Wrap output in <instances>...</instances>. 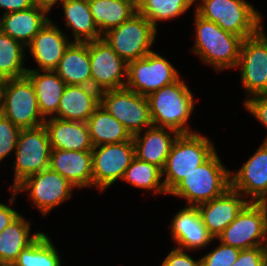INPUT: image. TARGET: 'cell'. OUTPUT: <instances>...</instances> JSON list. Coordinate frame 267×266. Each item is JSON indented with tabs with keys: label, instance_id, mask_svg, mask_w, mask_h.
I'll list each match as a JSON object with an SVG mask.
<instances>
[{
	"label": "cell",
	"instance_id": "obj_31",
	"mask_svg": "<svg viewBox=\"0 0 267 266\" xmlns=\"http://www.w3.org/2000/svg\"><path fill=\"white\" fill-rule=\"evenodd\" d=\"M162 169L154 164L142 161L136 156L132 159L130 166L125 170L123 181L134 187L153 190L155 193H166L162 178Z\"/></svg>",
	"mask_w": 267,
	"mask_h": 266
},
{
	"label": "cell",
	"instance_id": "obj_32",
	"mask_svg": "<svg viewBox=\"0 0 267 266\" xmlns=\"http://www.w3.org/2000/svg\"><path fill=\"white\" fill-rule=\"evenodd\" d=\"M24 47L0 31V78L2 80L26 76L28 69L23 67Z\"/></svg>",
	"mask_w": 267,
	"mask_h": 266
},
{
	"label": "cell",
	"instance_id": "obj_24",
	"mask_svg": "<svg viewBox=\"0 0 267 266\" xmlns=\"http://www.w3.org/2000/svg\"><path fill=\"white\" fill-rule=\"evenodd\" d=\"M168 128L151 126L145 130V134L138 133L132 136L135 146V156L145 162L164 168L166 159L175 142L178 132ZM170 131L173 133L171 137Z\"/></svg>",
	"mask_w": 267,
	"mask_h": 266
},
{
	"label": "cell",
	"instance_id": "obj_28",
	"mask_svg": "<svg viewBox=\"0 0 267 266\" xmlns=\"http://www.w3.org/2000/svg\"><path fill=\"white\" fill-rule=\"evenodd\" d=\"M66 25L71 28L74 42H89L102 39L92 17L88 0H61Z\"/></svg>",
	"mask_w": 267,
	"mask_h": 266
},
{
	"label": "cell",
	"instance_id": "obj_9",
	"mask_svg": "<svg viewBox=\"0 0 267 266\" xmlns=\"http://www.w3.org/2000/svg\"><path fill=\"white\" fill-rule=\"evenodd\" d=\"M100 105L134 136L144 127L153 126L149 101L127 88L100 92Z\"/></svg>",
	"mask_w": 267,
	"mask_h": 266
},
{
	"label": "cell",
	"instance_id": "obj_25",
	"mask_svg": "<svg viewBox=\"0 0 267 266\" xmlns=\"http://www.w3.org/2000/svg\"><path fill=\"white\" fill-rule=\"evenodd\" d=\"M54 71L66 85L91 86L88 42L72 41Z\"/></svg>",
	"mask_w": 267,
	"mask_h": 266
},
{
	"label": "cell",
	"instance_id": "obj_3",
	"mask_svg": "<svg viewBox=\"0 0 267 266\" xmlns=\"http://www.w3.org/2000/svg\"><path fill=\"white\" fill-rule=\"evenodd\" d=\"M147 98L153 126L172 129L179 134L193 133L186 123L194 110V98L181 78Z\"/></svg>",
	"mask_w": 267,
	"mask_h": 266
},
{
	"label": "cell",
	"instance_id": "obj_10",
	"mask_svg": "<svg viewBox=\"0 0 267 266\" xmlns=\"http://www.w3.org/2000/svg\"><path fill=\"white\" fill-rule=\"evenodd\" d=\"M15 151V176L11 190L26 177L49 168L51 146L44 125L21 129Z\"/></svg>",
	"mask_w": 267,
	"mask_h": 266
},
{
	"label": "cell",
	"instance_id": "obj_19",
	"mask_svg": "<svg viewBox=\"0 0 267 266\" xmlns=\"http://www.w3.org/2000/svg\"><path fill=\"white\" fill-rule=\"evenodd\" d=\"M49 168L75 187L93 186L91 151L51 149Z\"/></svg>",
	"mask_w": 267,
	"mask_h": 266
},
{
	"label": "cell",
	"instance_id": "obj_5",
	"mask_svg": "<svg viewBox=\"0 0 267 266\" xmlns=\"http://www.w3.org/2000/svg\"><path fill=\"white\" fill-rule=\"evenodd\" d=\"M201 1L195 10L201 17L243 39L251 37L263 27L261 14L245 0Z\"/></svg>",
	"mask_w": 267,
	"mask_h": 266
},
{
	"label": "cell",
	"instance_id": "obj_2",
	"mask_svg": "<svg viewBox=\"0 0 267 266\" xmlns=\"http://www.w3.org/2000/svg\"><path fill=\"white\" fill-rule=\"evenodd\" d=\"M231 171L227 170L215 151L205 162L185 176L168 194L187 199L197 207L222 195L231 187Z\"/></svg>",
	"mask_w": 267,
	"mask_h": 266
},
{
	"label": "cell",
	"instance_id": "obj_23",
	"mask_svg": "<svg viewBox=\"0 0 267 266\" xmlns=\"http://www.w3.org/2000/svg\"><path fill=\"white\" fill-rule=\"evenodd\" d=\"M43 125L47 130L51 149L92 151L93 145L86 122L52 117L45 119Z\"/></svg>",
	"mask_w": 267,
	"mask_h": 266
},
{
	"label": "cell",
	"instance_id": "obj_17",
	"mask_svg": "<svg viewBox=\"0 0 267 266\" xmlns=\"http://www.w3.org/2000/svg\"><path fill=\"white\" fill-rule=\"evenodd\" d=\"M241 198L245 197L230 187L222 195L197 206L203 224L214 239L223 232L244 206L250 202L249 199L243 200Z\"/></svg>",
	"mask_w": 267,
	"mask_h": 266
},
{
	"label": "cell",
	"instance_id": "obj_29",
	"mask_svg": "<svg viewBox=\"0 0 267 266\" xmlns=\"http://www.w3.org/2000/svg\"><path fill=\"white\" fill-rule=\"evenodd\" d=\"M93 147L132 139L123 124L99 105L86 122Z\"/></svg>",
	"mask_w": 267,
	"mask_h": 266
},
{
	"label": "cell",
	"instance_id": "obj_6",
	"mask_svg": "<svg viewBox=\"0 0 267 266\" xmlns=\"http://www.w3.org/2000/svg\"><path fill=\"white\" fill-rule=\"evenodd\" d=\"M0 113L21 129L38 127L45 122L39 111L34 85L27 76L3 80Z\"/></svg>",
	"mask_w": 267,
	"mask_h": 266
},
{
	"label": "cell",
	"instance_id": "obj_13",
	"mask_svg": "<svg viewBox=\"0 0 267 266\" xmlns=\"http://www.w3.org/2000/svg\"><path fill=\"white\" fill-rule=\"evenodd\" d=\"M239 66L240 79L249 97L267 95V35L263 27L251 37L243 39Z\"/></svg>",
	"mask_w": 267,
	"mask_h": 266
},
{
	"label": "cell",
	"instance_id": "obj_33",
	"mask_svg": "<svg viewBox=\"0 0 267 266\" xmlns=\"http://www.w3.org/2000/svg\"><path fill=\"white\" fill-rule=\"evenodd\" d=\"M59 253L46 234L40 236L18 255L12 266H61Z\"/></svg>",
	"mask_w": 267,
	"mask_h": 266
},
{
	"label": "cell",
	"instance_id": "obj_36",
	"mask_svg": "<svg viewBox=\"0 0 267 266\" xmlns=\"http://www.w3.org/2000/svg\"><path fill=\"white\" fill-rule=\"evenodd\" d=\"M21 128L0 113V162L16 149Z\"/></svg>",
	"mask_w": 267,
	"mask_h": 266
},
{
	"label": "cell",
	"instance_id": "obj_1",
	"mask_svg": "<svg viewBox=\"0 0 267 266\" xmlns=\"http://www.w3.org/2000/svg\"><path fill=\"white\" fill-rule=\"evenodd\" d=\"M196 41L193 48L201 60L217 71L238 65L243 38L223 30L211 20L195 12Z\"/></svg>",
	"mask_w": 267,
	"mask_h": 266
},
{
	"label": "cell",
	"instance_id": "obj_38",
	"mask_svg": "<svg viewBox=\"0 0 267 266\" xmlns=\"http://www.w3.org/2000/svg\"><path fill=\"white\" fill-rule=\"evenodd\" d=\"M244 106L267 128V95H256L247 98L244 101ZM265 142H267V138Z\"/></svg>",
	"mask_w": 267,
	"mask_h": 266
},
{
	"label": "cell",
	"instance_id": "obj_35",
	"mask_svg": "<svg viewBox=\"0 0 267 266\" xmlns=\"http://www.w3.org/2000/svg\"><path fill=\"white\" fill-rule=\"evenodd\" d=\"M239 253L240 249L221 242L219 247L201 257V266H232Z\"/></svg>",
	"mask_w": 267,
	"mask_h": 266
},
{
	"label": "cell",
	"instance_id": "obj_43",
	"mask_svg": "<svg viewBox=\"0 0 267 266\" xmlns=\"http://www.w3.org/2000/svg\"><path fill=\"white\" fill-rule=\"evenodd\" d=\"M262 266H267V252H266V254H265V259H264V261H263Z\"/></svg>",
	"mask_w": 267,
	"mask_h": 266
},
{
	"label": "cell",
	"instance_id": "obj_14",
	"mask_svg": "<svg viewBox=\"0 0 267 266\" xmlns=\"http://www.w3.org/2000/svg\"><path fill=\"white\" fill-rule=\"evenodd\" d=\"M91 155L93 186L103 192L115 181L122 179L125 170L130 166L132 159L135 157L133 139L95 146Z\"/></svg>",
	"mask_w": 267,
	"mask_h": 266
},
{
	"label": "cell",
	"instance_id": "obj_37",
	"mask_svg": "<svg viewBox=\"0 0 267 266\" xmlns=\"http://www.w3.org/2000/svg\"><path fill=\"white\" fill-rule=\"evenodd\" d=\"M267 246L240 250L237 260L232 266H262Z\"/></svg>",
	"mask_w": 267,
	"mask_h": 266
},
{
	"label": "cell",
	"instance_id": "obj_22",
	"mask_svg": "<svg viewBox=\"0 0 267 266\" xmlns=\"http://www.w3.org/2000/svg\"><path fill=\"white\" fill-rule=\"evenodd\" d=\"M100 105V92L92 86L66 85L55 118L87 122Z\"/></svg>",
	"mask_w": 267,
	"mask_h": 266
},
{
	"label": "cell",
	"instance_id": "obj_4",
	"mask_svg": "<svg viewBox=\"0 0 267 266\" xmlns=\"http://www.w3.org/2000/svg\"><path fill=\"white\" fill-rule=\"evenodd\" d=\"M215 151L213 143L198 132L179 134L162 169L167 194Z\"/></svg>",
	"mask_w": 267,
	"mask_h": 266
},
{
	"label": "cell",
	"instance_id": "obj_41",
	"mask_svg": "<svg viewBox=\"0 0 267 266\" xmlns=\"http://www.w3.org/2000/svg\"><path fill=\"white\" fill-rule=\"evenodd\" d=\"M20 216L16 210L0 203V232Z\"/></svg>",
	"mask_w": 267,
	"mask_h": 266
},
{
	"label": "cell",
	"instance_id": "obj_45",
	"mask_svg": "<svg viewBox=\"0 0 267 266\" xmlns=\"http://www.w3.org/2000/svg\"><path fill=\"white\" fill-rule=\"evenodd\" d=\"M3 80L0 78V94H1V85H2Z\"/></svg>",
	"mask_w": 267,
	"mask_h": 266
},
{
	"label": "cell",
	"instance_id": "obj_34",
	"mask_svg": "<svg viewBox=\"0 0 267 266\" xmlns=\"http://www.w3.org/2000/svg\"><path fill=\"white\" fill-rule=\"evenodd\" d=\"M196 0H139L137 11L155 28L158 20H170L184 14Z\"/></svg>",
	"mask_w": 267,
	"mask_h": 266
},
{
	"label": "cell",
	"instance_id": "obj_8",
	"mask_svg": "<svg viewBox=\"0 0 267 266\" xmlns=\"http://www.w3.org/2000/svg\"><path fill=\"white\" fill-rule=\"evenodd\" d=\"M217 238L240 250L267 246V202H248Z\"/></svg>",
	"mask_w": 267,
	"mask_h": 266
},
{
	"label": "cell",
	"instance_id": "obj_27",
	"mask_svg": "<svg viewBox=\"0 0 267 266\" xmlns=\"http://www.w3.org/2000/svg\"><path fill=\"white\" fill-rule=\"evenodd\" d=\"M41 232L30 236V224L22 215L0 232V263L12 266L20 252L31 245Z\"/></svg>",
	"mask_w": 267,
	"mask_h": 266
},
{
	"label": "cell",
	"instance_id": "obj_18",
	"mask_svg": "<svg viewBox=\"0 0 267 266\" xmlns=\"http://www.w3.org/2000/svg\"><path fill=\"white\" fill-rule=\"evenodd\" d=\"M51 20L34 36L29 47L40 70H55L66 49L72 43Z\"/></svg>",
	"mask_w": 267,
	"mask_h": 266
},
{
	"label": "cell",
	"instance_id": "obj_39",
	"mask_svg": "<svg viewBox=\"0 0 267 266\" xmlns=\"http://www.w3.org/2000/svg\"><path fill=\"white\" fill-rule=\"evenodd\" d=\"M162 266H201V259L195 261L183 249L175 247L166 256Z\"/></svg>",
	"mask_w": 267,
	"mask_h": 266
},
{
	"label": "cell",
	"instance_id": "obj_30",
	"mask_svg": "<svg viewBox=\"0 0 267 266\" xmlns=\"http://www.w3.org/2000/svg\"><path fill=\"white\" fill-rule=\"evenodd\" d=\"M90 12L101 35L118 27L137 12L130 0H88Z\"/></svg>",
	"mask_w": 267,
	"mask_h": 266
},
{
	"label": "cell",
	"instance_id": "obj_26",
	"mask_svg": "<svg viewBox=\"0 0 267 266\" xmlns=\"http://www.w3.org/2000/svg\"><path fill=\"white\" fill-rule=\"evenodd\" d=\"M42 73L28 69L26 76L34 85L41 116L47 119V116H56L66 83L54 70H43Z\"/></svg>",
	"mask_w": 267,
	"mask_h": 266
},
{
	"label": "cell",
	"instance_id": "obj_21",
	"mask_svg": "<svg viewBox=\"0 0 267 266\" xmlns=\"http://www.w3.org/2000/svg\"><path fill=\"white\" fill-rule=\"evenodd\" d=\"M47 13H49L47 8L34 5L25 10L3 14L0 18V31L26 48L34 36L50 20Z\"/></svg>",
	"mask_w": 267,
	"mask_h": 266
},
{
	"label": "cell",
	"instance_id": "obj_20",
	"mask_svg": "<svg viewBox=\"0 0 267 266\" xmlns=\"http://www.w3.org/2000/svg\"><path fill=\"white\" fill-rule=\"evenodd\" d=\"M171 234L179 244L176 248L190 251L206 247L214 240L203 224L198 208L194 206H187L176 213L171 223Z\"/></svg>",
	"mask_w": 267,
	"mask_h": 266
},
{
	"label": "cell",
	"instance_id": "obj_16",
	"mask_svg": "<svg viewBox=\"0 0 267 266\" xmlns=\"http://www.w3.org/2000/svg\"><path fill=\"white\" fill-rule=\"evenodd\" d=\"M231 187L250 202H267V142L238 171L230 174Z\"/></svg>",
	"mask_w": 267,
	"mask_h": 266
},
{
	"label": "cell",
	"instance_id": "obj_11",
	"mask_svg": "<svg viewBox=\"0 0 267 266\" xmlns=\"http://www.w3.org/2000/svg\"><path fill=\"white\" fill-rule=\"evenodd\" d=\"M180 78L174 66L157 52L128 63L125 88L142 96H149Z\"/></svg>",
	"mask_w": 267,
	"mask_h": 266
},
{
	"label": "cell",
	"instance_id": "obj_12",
	"mask_svg": "<svg viewBox=\"0 0 267 266\" xmlns=\"http://www.w3.org/2000/svg\"><path fill=\"white\" fill-rule=\"evenodd\" d=\"M74 187L61 174L48 168L28 176L20 182L12 190L13 193L9 203L13 204L18 192L27 190L35 206L43 215H47L52 208L72 196L71 192Z\"/></svg>",
	"mask_w": 267,
	"mask_h": 266
},
{
	"label": "cell",
	"instance_id": "obj_42",
	"mask_svg": "<svg viewBox=\"0 0 267 266\" xmlns=\"http://www.w3.org/2000/svg\"><path fill=\"white\" fill-rule=\"evenodd\" d=\"M35 5L47 8L51 11L52 7L61 0H32Z\"/></svg>",
	"mask_w": 267,
	"mask_h": 266
},
{
	"label": "cell",
	"instance_id": "obj_7",
	"mask_svg": "<svg viewBox=\"0 0 267 266\" xmlns=\"http://www.w3.org/2000/svg\"><path fill=\"white\" fill-rule=\"evenodd\" d=\"M157 29L138 11L102 38L127 63L144 58L152 52Z\"/></svg>",
	"mask_w": 267,
	"mask_h": 266
},
{
	"label": "cell",
	"instance_id": "obj_44",
	"mask_svg": "<svg viewBox=\"0 0 267 266\" xmlns=\"http://www.w3.org/2000/svg\"><path fill=\"white\" fill-rule=\"evenodd\" d=\"M133 1L136 5H138L139 0H130Z\"/></svg>",
	"mask_w": 267,
	"mask_h": 266
},
{
	"label": "cell",
	"instance_id": "obj_40",
	"mask_svg": "<svg viewBox=\"0 0 267 266\" xmlns=\"http://www.w3.org/2000/svg\"><path fill=\"white\" fill-rule=\"evenodd\" d=\"M34 5L32 0H0V8L5 9L3 14L25 10Z\"/></svg>",
	"mask_w": 267,
	"mask_h": 266
},
{
	"label": "cell",
	"instance_id": "obj_15",
	"mask_svg": "<svg viewBox=\"0 0 267 266\" xmlns=\"http://www.w3.org/2000/svg\"><path fill=\"white\" fill-rule=\"evenodd\" d=\"M91 86L99 92L125 88L128 63L102 38L89 41Z\"/></svg>",
	"mask_w": 267,
	"mask_h": 266
}]
</instances>
